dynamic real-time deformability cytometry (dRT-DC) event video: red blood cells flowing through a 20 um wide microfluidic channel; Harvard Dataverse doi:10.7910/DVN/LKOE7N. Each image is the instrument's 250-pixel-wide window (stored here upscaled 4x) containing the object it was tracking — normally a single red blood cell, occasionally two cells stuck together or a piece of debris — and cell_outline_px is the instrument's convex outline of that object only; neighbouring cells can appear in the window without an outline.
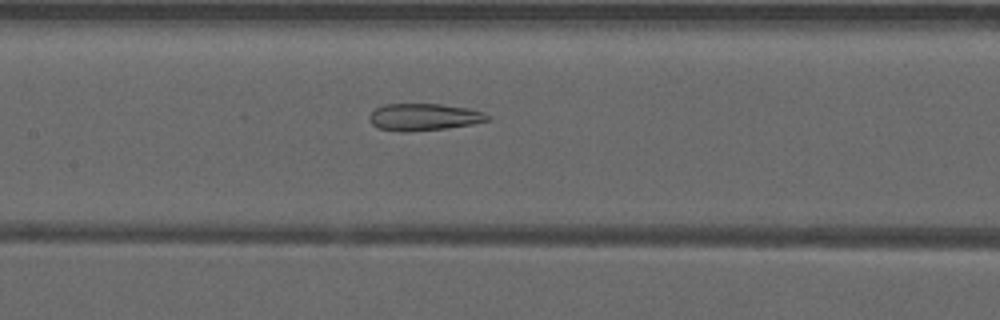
{"species": "common noctule bat (a hibernating species)", "species_latin": "Nyctalus noctula", "temperature_condition": "warm", "stored_images_in_passage": 41, "camera_frame_rate_fps": 3000, "um_per_image_px": 0.085, "animal": {"sex": "male", "forearm_length_mm": 52.5}, "frame": {"image": 1, "passage_image": 14, "time_ms": 4.333, "image_size_px": [1000, 320], "cell_outline_px": [[492, 116], [488, 120], [472, 124], [448, 128], [408, 132], [404, 132], [376, 128], [368, 120], [368, 116], [376, 108], [384, 104], [440, 104], [468, 108], [484, 112]], "centroid_in_image_um": [36.02, 9.95], "position_along_channel_um": 171.4, "area_um2": 18.79}}
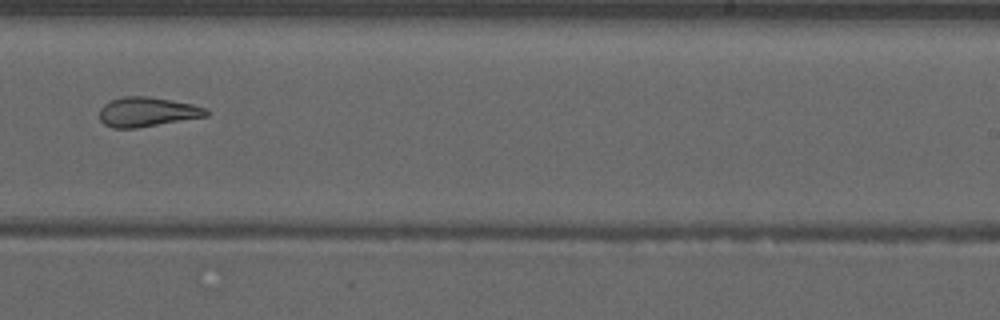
{"frame": {"image": 2, "passage_image": 22, "time_ms": 7.0, "image_size_px": [1000, 320], "cell_outline_px": [[212, 112], [208, 116], [136, 128], [112, 128], [104, 124], [100, 120], [100, 108], [104, 104], [112, 100], [124, 96], [144, 96], [172, 100], [192, 104], [208, 108]], "centroid_in_image_um": [12.55, 9.51], "position_along_channel_um": 276.5, "area_um2": 18.44}}
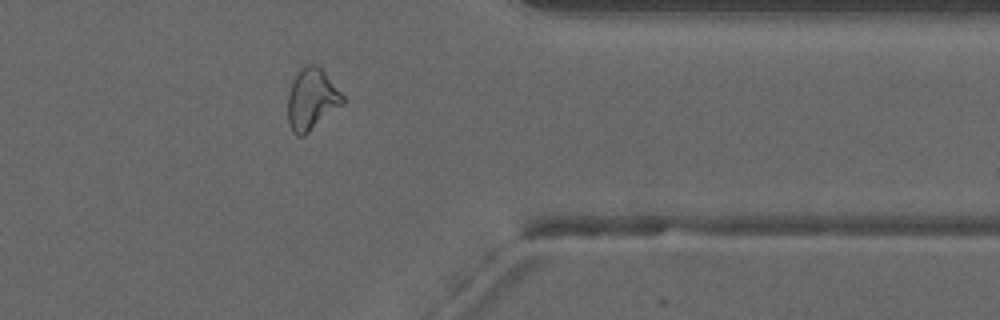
{"frame": {"image": 3, "passage_image": 31, "time_ms": 10.0, "image_size_px": [1000, 320], "cell_outline_px": [[344, 104], [304, 136], [296, 136], [292, 132], [288, 124], [288, 92], [292, 80], [300, 68], [304, 64], [316, 64], [324, 72], [344, 96]], "centroid_in_image_um": [26.47, 8.45], "position_along_channel_um": 384.9, "area_um2": 19.83}, "authors_computed_cell_mechanics": {"area_um2": 19.652, "velocity_mm_per_s": 3.962, "shape_relaxation_time_tau1_ms": null, "shape_relaxation_time_tau2_ms": 2.645, "deformation_change_tau1": null, "deformation_change_tau2": 0.1226}}